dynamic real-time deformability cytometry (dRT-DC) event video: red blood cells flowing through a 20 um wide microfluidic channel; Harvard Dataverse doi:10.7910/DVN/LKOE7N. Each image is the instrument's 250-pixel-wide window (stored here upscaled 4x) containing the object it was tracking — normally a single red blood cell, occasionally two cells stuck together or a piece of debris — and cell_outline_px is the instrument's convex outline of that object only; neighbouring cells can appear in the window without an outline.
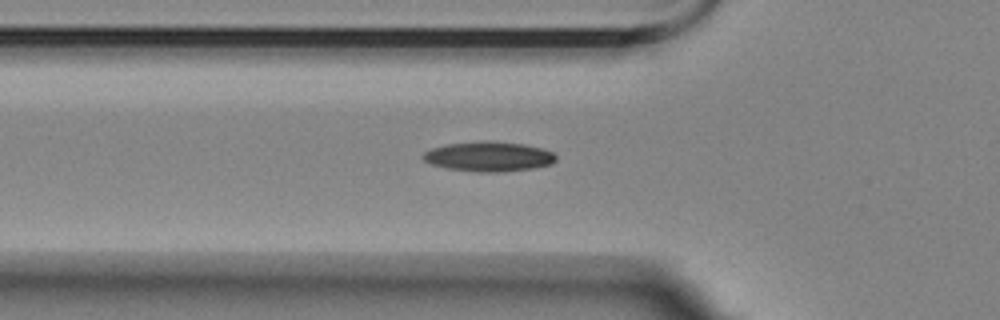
{"species": "Egyptian fruit bat (a non-hibernating species)", "species_latin": "Rousettus aegyptiacus", "temperature_condition": "room temperature", "stored_images_in_passage": 3, "camera_frame_rate_fps": 3000, "um_per_image_px": 0.085, "animal": {"sex": "female"}, "frame": {"image": 1, "passage_image": 3, "time_ms": 3.0, "image_size_px": [1000, 320], "cell_outline_px": [[556, 160], [552, 164], [532, 168], [504, 172], [480, 172], [448, 168], [432, 164], [424, 160], [424, 152], [432, 148], [444, 144], [480, 140], [492, 140], [524, 144], [544, 148], [552, 152], [556, 156]], "centroid_in_image_um": [41.58, 13.28], "position_along_channel_um": 84.2, "area_um2": 23.29}}